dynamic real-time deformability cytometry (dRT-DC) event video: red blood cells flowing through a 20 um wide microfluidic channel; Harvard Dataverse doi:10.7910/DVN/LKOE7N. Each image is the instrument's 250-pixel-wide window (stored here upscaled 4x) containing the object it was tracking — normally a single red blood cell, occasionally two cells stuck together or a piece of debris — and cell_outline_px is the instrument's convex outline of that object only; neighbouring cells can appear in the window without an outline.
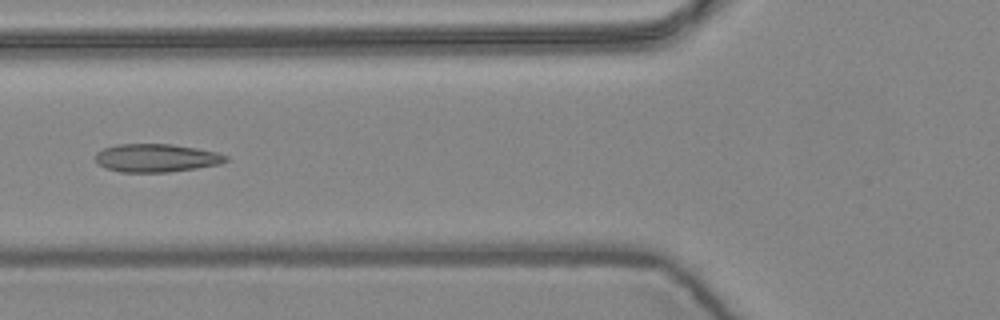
{"species": "common noctule bat (a hibernating species)", "species_latin": "Nyctalus noctula", "temperature_condition": "warm", "stored_images_in_passage": 6, "camera_frame_rate_fps": 3000, "um_per_image_px": 0.085, "animal": {"sex": "female", "body_mass_g": 24.6, "forearm_length_mm": 56.2}, "frame": {"image": 1, "passage_image": 6, "time_ms": 1.667, "image_size_px": [1000, 320], "cell_outline_px": [[228, 160], [220, 164], [196, 168], [168, 172], [120, 172], [96, 164], [96, 152], [104, 148], [116, 144], [172, 144], [220, 152], [228, 156]], "centroid_in_image_um": [13.3, 13.42], "position_along_channel_um": 112.5, "area_um2": 21.5}}